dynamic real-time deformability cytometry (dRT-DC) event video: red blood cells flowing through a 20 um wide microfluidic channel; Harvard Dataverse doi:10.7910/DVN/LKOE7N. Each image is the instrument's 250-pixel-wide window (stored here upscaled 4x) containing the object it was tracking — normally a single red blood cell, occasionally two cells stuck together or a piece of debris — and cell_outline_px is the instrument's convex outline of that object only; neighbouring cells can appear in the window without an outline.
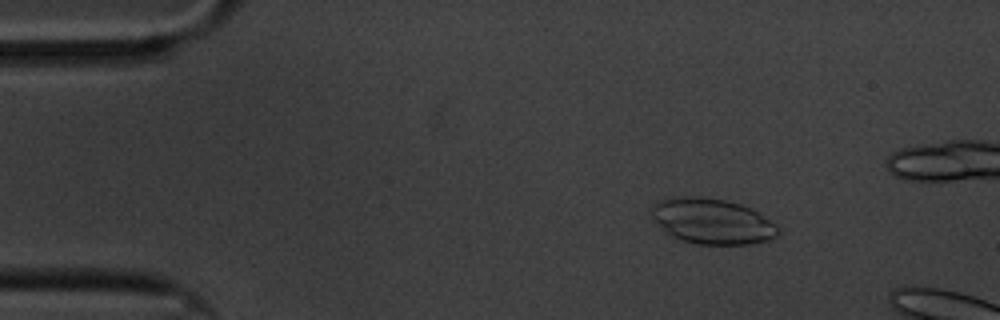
{"species": "common noctule bat (a hibernating species)", "species_latin": "Nyctalus noctula", "temperature_condition": "cold", "stored_images_in_passage": 10, "camera_frame_rate_fps": 3000, "um_per_image_px": 0.085, "animal": {"sex": "male", "body_mass_g": 20.1, "forearm_length_mm": 53.5}, "frame": {"image": 1, "passage_image": 4, "time_ms": 1.0, "image_size_px": [1000, 320], "cell_outline_px": [[780, 232], [776, 236], [768, 240], [748, 244], [696, 244], [672, 236], [652, 216], [652, 204], [656, 200], [684, 196], [696, 196], [724, 200], [740, 204], [756, 212], [776, 224]], "centroid_in_image_um": [60.54, 18.8], "position_along_channel_um": 24.5, "area_um2": 33.0}}